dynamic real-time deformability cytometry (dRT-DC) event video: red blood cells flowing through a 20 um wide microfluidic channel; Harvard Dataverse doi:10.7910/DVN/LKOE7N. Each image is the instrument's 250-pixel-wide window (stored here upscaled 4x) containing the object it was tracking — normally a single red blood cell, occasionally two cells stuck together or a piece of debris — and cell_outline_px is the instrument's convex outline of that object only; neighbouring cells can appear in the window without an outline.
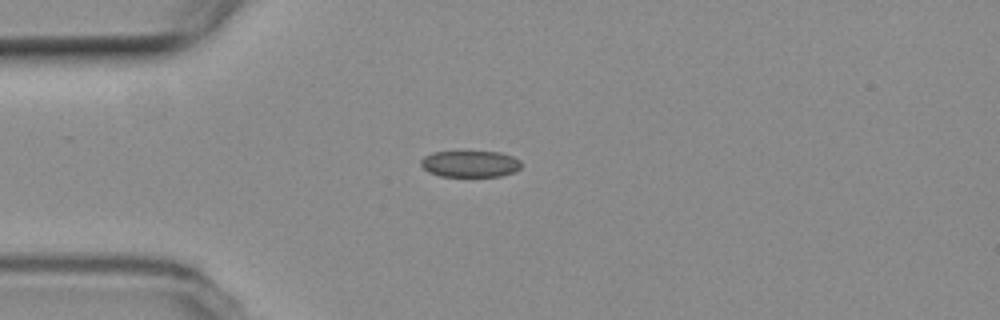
{"species": "common noctule bat (a hibernating species)", "species_latin": "Nyctalus noctula", "temperature_condition": "room temperature", "stored_images_in_passage": 6, "camera_frame_rate_fps": 3000, "um_per_image_px": 0.085, "animal": {"sex": "female", "body_mass_g": 19.3, "forearm_length_mm": 54.1}, "frame": {"image": 1, "passage_image": 5, "time_ms": 4.667, "image_size_px": [1000, 320], "cell_outline_px": [[520, 168], [512, 172], [500, 176], [440, 176], [428, 172], [420, 164], [420, 160], [424, 156], [432, 152], [500, 152], [512, 156], [520, 160]], "centroid_in_image_um": [39.93, 13.93], "position_along_channel_um": 45.1, "area_um2": 15.37}}